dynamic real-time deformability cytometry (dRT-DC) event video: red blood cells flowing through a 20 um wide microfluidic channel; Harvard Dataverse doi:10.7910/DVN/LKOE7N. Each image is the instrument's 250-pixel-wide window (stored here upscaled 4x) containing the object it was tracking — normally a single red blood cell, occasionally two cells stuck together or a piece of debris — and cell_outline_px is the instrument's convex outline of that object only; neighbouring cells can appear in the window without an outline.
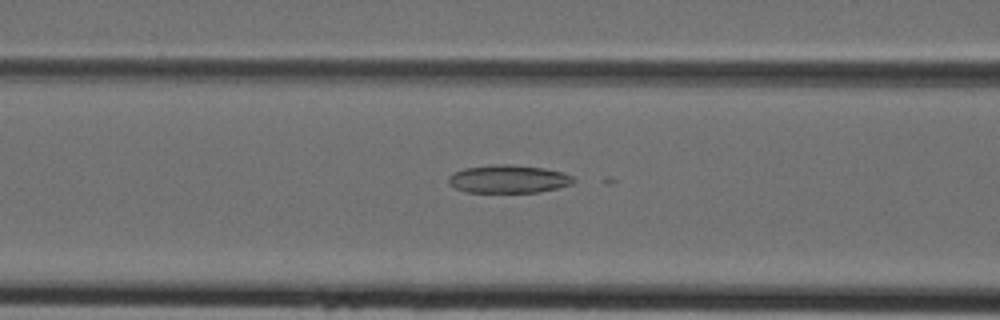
{"species": "Egyptian fruit bat (a non-hibernating species)", "species_latin": "Rousettus aegyptiacus", "temperature_condition": "cold", "stored_images_in_passage": 35, "camera_frame_rate_fps": 3000, "um_per_image_px": 0.085, "animal": {"sex": "female"}, "frame": {"image": 1, "passage_image": 12, "time_ms": 3.667, "image_size_px": [1000, 320], "cell_outline_px": [[576, 180], [572, 184], [540, 192], [464, 192], [448, 184], [448, 176], [452, 172], [464, 168], [496, 164], [512, 164], [544, 168], [564, 172], [572, 176]], "centroid_in_image_um": [43.2, 15.21], "position_along_channel_um": 123.4, "area_um2": 20.63}}
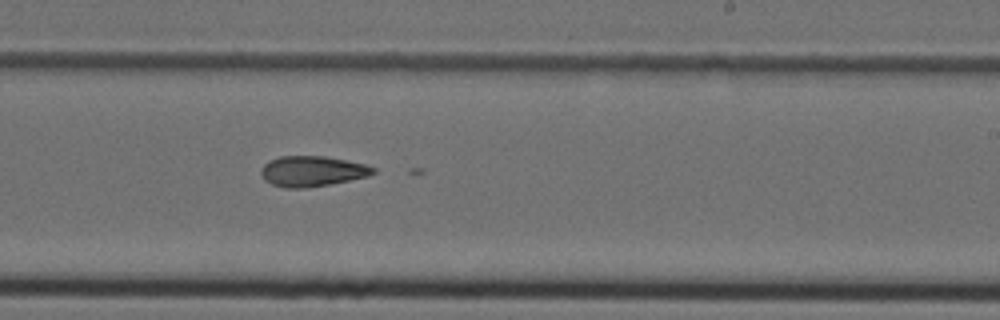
{"frame": {"image": 2, "passage_image": 21, "time_ms": 6.667, "image_size_px": [1000, 320], "cell_outline_px": [[376, 172], [368, 176], [308, 188], [284, 188], [272, 184], [264, 180], [260, 172], [260, 168], [268, 160], [280, 156], [324, 156], [368, 164], [376, 168]], "centroid_in_image_um": [26.52, 14.55], "position_along_channel_um": 262.5, "area_um2": 20.06}}
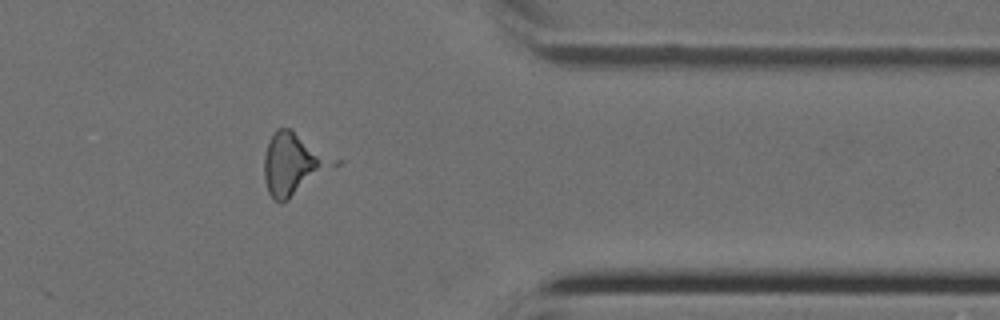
{"frame": {"image": 3, "passage_image": 30, "time_ms": 9.667, "image_size_px": [1000, 320], "cell_outline_px": [[324, 164], [288, 200], [280, 204], [268, 192], [264, 176], [264, 156], [268, 144], [276, 128], [292, 128], [324, 160]], "centroid_in_image_um": [24.55, 13.93], "position_along_channel_um": 386.9, "area_um2": 21.21}}